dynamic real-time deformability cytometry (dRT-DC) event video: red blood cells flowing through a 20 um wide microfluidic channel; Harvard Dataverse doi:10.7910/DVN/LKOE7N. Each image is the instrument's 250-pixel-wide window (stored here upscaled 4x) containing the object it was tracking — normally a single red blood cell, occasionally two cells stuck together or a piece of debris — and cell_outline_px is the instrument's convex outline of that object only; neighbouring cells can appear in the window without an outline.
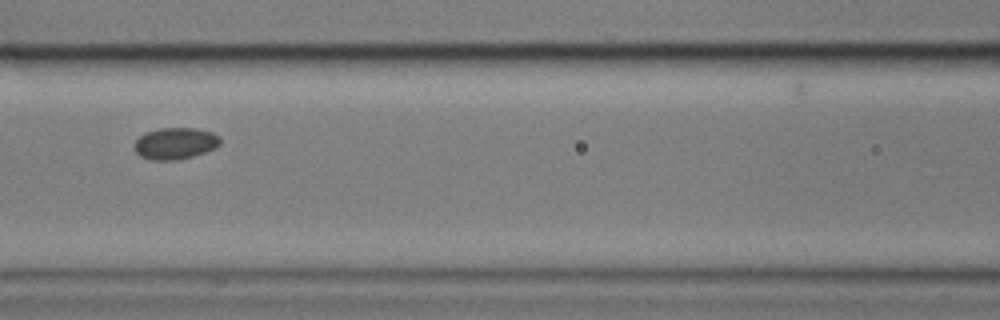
{"species": "common noctule bat (a hibernating species)", "species_latin": "Nyctalus noctula", "temperature_condition": "cold", "stored_images_in_passage": 6, "camera_frame_rate_fps": 3000, "um_per_image_px": 0.085, "animal": {"sex": "male", "body_mass_g": 17.9}, "frame": {"image": 1, "passage_image": 5, "time_ms": 4.333, "image_size_px": [1000, 320], "cell_outline_px": [[220, 144], [204, 152], [192, 156], [176, 160], [152, 160], [140, 156], [136, 152], [136, 140], [140, 136], [148, 132], [160, 128], [196, 128], [212, 132], [220, 136]], "centroid_in_image_um": [14.91, 12.18], "position_along_channel_um": 151.7, "area_um2": 15.55}}